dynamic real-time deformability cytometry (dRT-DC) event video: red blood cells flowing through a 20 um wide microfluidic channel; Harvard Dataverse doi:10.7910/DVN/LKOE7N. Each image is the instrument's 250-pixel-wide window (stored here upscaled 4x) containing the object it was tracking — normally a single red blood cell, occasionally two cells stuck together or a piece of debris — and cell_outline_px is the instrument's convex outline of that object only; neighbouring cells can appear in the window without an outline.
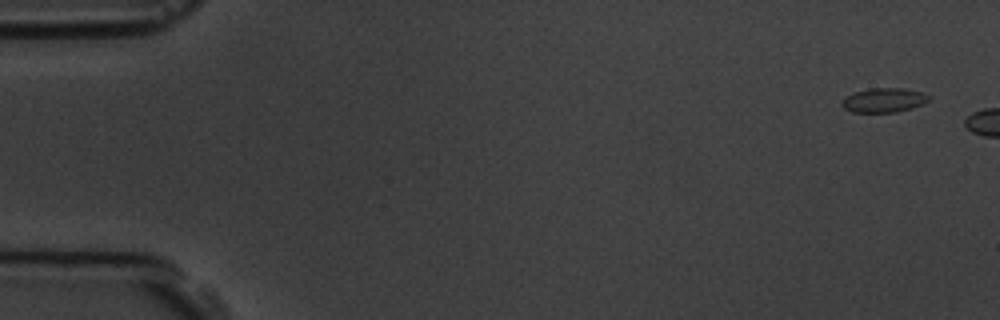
{"species": "common noctule bat (a hibernating species)", "species_latin": "Nyctalus noctula", "temperature_condition": "room temperature", "stored_images_in_passage": 2, "camera_frame_rate_fps": 3000, "um_per_image_px": 0.085, "animal": {"sex": "male", "body_mass_g": 19.5, "forearm_length_mm": 54.6}, "frame": {"image": 1, "passage_image": 1, "time_ms": 0.0, "image_size_px": [1000, 320], "cell_outline_px": [[932, 96], [928, 100], [912, 108], [896, 112], [852, 112], [844, 108], [840, 104], [852, 92], [872, 88], [904, 88], [924, 92]], "centroid_in_image_um": [75.15, 8.5], "position_along_channel_um": 9.9, "area_um2": 12.31}}